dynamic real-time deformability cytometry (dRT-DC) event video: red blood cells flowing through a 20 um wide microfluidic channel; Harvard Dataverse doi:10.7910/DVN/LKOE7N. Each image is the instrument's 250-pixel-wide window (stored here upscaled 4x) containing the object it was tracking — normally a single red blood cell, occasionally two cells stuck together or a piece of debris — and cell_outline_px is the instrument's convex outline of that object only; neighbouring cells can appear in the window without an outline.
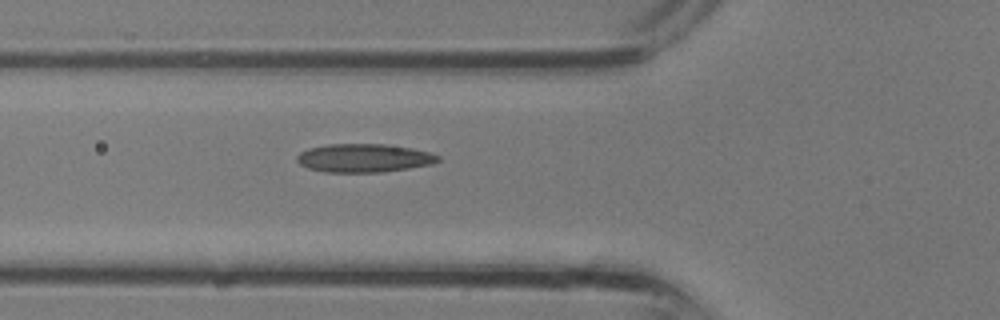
{"species": "common noctule bat (a hibernating species)", "species_latin": "Nyctalus noctula", "temperature_condition": "room temperature", "stored_images_in_passage": 21, "camera_frame_rate_fps": 3000, "um_per_image_px": 0.085, "animal": {"sex": "male", "body_mass_g": 13.3}, "frame": {"image": 1, "passage_image": 2, "time_ms": 0.333, "image_size_px": [1000, 320], "cell_outline_px": [[440, 160], [432, 164], [384, 172], [324, 172], [308, 168], [300, 164], [296, 160], [296, 156], [300, 152], [308, 148], [328, 144], [388, 144], [412, 148], [428, 152], [440, 156]], "centroid_in_image_um": [30.92, 13.43], "position_along_channel_um": 94.9, "area_um2": 23.47}}
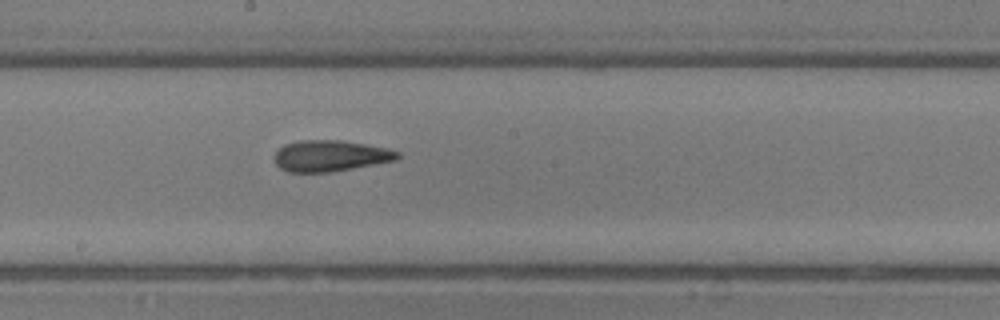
{"frame": {"image": 2, "passage_image": 8, "time_ms": 2.333, "image_size_px": [1000, 320], "cell_outline_px": [[400, 156], [396, 160], [332, 172], [288, 172], [280, 168], [276, 164], [276, 152], [284, 144], [300, 140], [340, 140], [364, 144], [384, 148], [400, 152]], "centroid_in_image_um": [28.07, 13.25], "position_along_channel_um": 220.1, "area_um2": 22.14}}
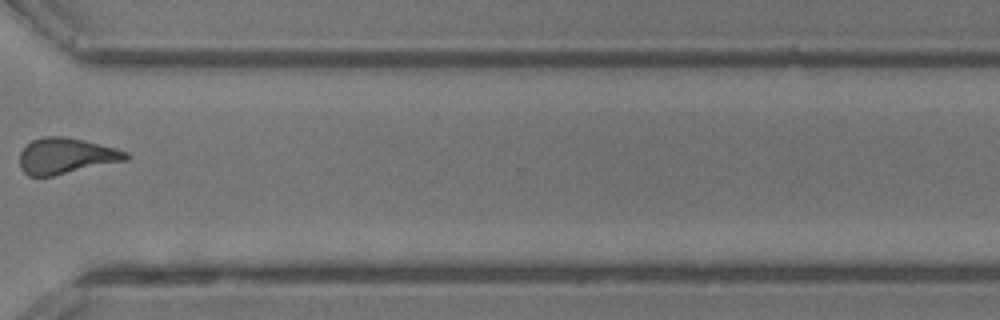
{"frame": {"image": 3, "passage_image": 15, "time_ms": 4.667, "image_size_px": [1000, 320], "cell_outline_px": [[132, 156], [128, 160], [52, 176], [28, 176], [20, 168], [20, 152], [32, 140], [44, 136], [64, 136], [84, 140], [116, 148], [128, 152]], "centroid_in_image_um": [5.64, 13.25], "position_along_channel_um": 365.0, "area_um2": 22.31}}